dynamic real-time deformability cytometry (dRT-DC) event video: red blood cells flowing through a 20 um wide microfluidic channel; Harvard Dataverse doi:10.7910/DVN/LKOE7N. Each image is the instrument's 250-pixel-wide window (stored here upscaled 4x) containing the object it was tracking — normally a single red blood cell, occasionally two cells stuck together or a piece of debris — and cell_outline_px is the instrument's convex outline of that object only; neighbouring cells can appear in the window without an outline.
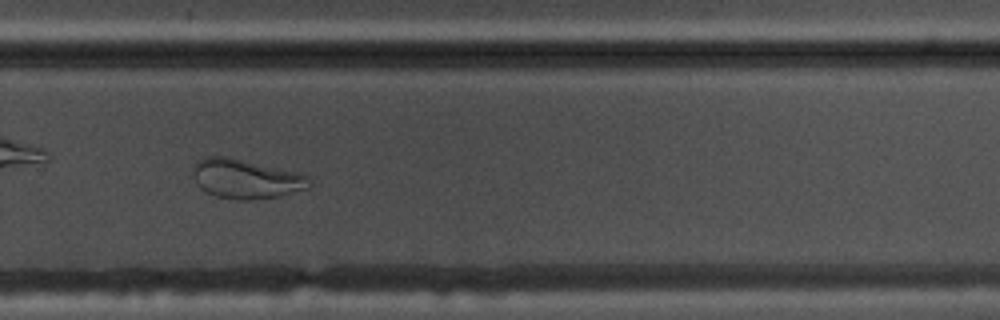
{"species": "common noctule bat (a hibernating species)", "species_latin": "Nyctalus noctula", "temperature_condition": "warm", "stored_images_in_passage": 42, "camera_frame_rate_fps": 3000, "um_per_image_px": 0.085, "animal": {"sex": "male", "body_mass_g": 17.5, "forearm_length_mm": 52.3}, "frame": {"image": 1, "passage_image": 24, "time_ms": 7.667, "image_size_px": [1000, 320], "cell_outline_px": [[312, 184], [308, 188], [280, 196], [248, 200], [240, 200], [216, 196], [200, 188], [196, 184], [192, 172], [192, 168], [196, 160], [204, 156], [224, 156], [292, 172], [308, 176]], "centroid_in_image_um": [20.83, 15.21], "position_along_channel_um": 309.0, "area_um2": 26.3}}